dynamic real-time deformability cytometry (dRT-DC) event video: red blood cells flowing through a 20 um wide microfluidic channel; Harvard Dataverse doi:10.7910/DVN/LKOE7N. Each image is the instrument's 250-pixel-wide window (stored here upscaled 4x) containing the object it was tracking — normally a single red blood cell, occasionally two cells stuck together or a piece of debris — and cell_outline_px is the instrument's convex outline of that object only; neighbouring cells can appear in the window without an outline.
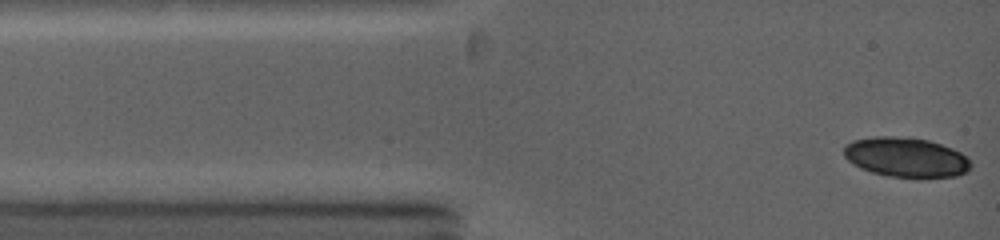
{"species": "common noctule bat (a hibernating species)", "species_latin": "Nyctalus noctula", "temperature_condition": "warm", "stored_images_in_passage": 5, "camera_frame_rate_fps": 5000, "um_per_image_px": 0.085, "animal": {"sex": "female", "body_mass_g": 19.0, "forearm_length_mm": 53.3}, "frame": {"image": 1, "passage_image": 1, "time_ms": 0.0, "image_size_px": [1000, 240], "cell_outline_px": [[972, 168], [968, 172], [956, 176], [888, 176], [872, 172], [860, 168], [848, 160], [844, 156], [844, 144], [852, 140], [876, 136], [892, 136], [928, 140], [952, 148], [960, 152], [972, 164]], "centroid_in_image_um": [76.99, 13.35], "position_along_channel_um": 8.0, "area_um2": 29.02}}